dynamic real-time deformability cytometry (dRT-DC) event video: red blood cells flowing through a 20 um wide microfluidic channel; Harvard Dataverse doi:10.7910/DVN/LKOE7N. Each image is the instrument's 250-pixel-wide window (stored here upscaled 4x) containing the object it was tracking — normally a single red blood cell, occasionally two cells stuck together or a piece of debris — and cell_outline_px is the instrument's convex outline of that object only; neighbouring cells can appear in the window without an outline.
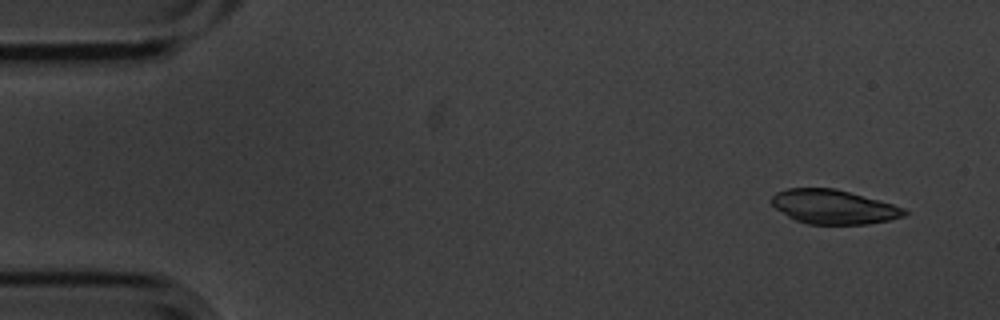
{"species": "common noctule bat (a hibernating species)", "species_latin": "Nyctalus noctula", "temperature_condition": "cold", "stored_images_in_passage": 4, "camera_frame_rate_fps": 3000, "um_per_image_px": 0.085, "animal": {"sex": "male", "body_mass_g": 20.1, "forearm_length_mm": 53.5}, "frame": {"image": 1, "passage_image": 1, "time_ms": 0.0, "image_size_px": [1000, 320], "cell_outline_px": [[908, 212], [904, 216], [888, 220], [868, 224], [808, 224], [796, 220], [788, 216], [776, 208], [768, 200], [776, 192], [788, 188], [836, 188], [892, 204], [904, 208]], "centroid_in_image_um": [70.83, 17.58], "position_along_channel_um": 14.2, "area_um2": 26.36}}
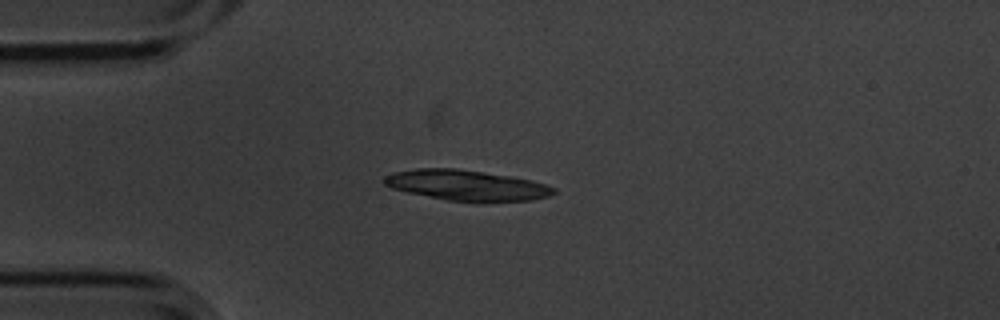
{"frame": {"image": 2, "passage_image": 4, "time_ms": 1.0, "image_size_px": [1000, 320], "cell_outline_px": [[556, 192], [548, 196], [532, 200], [448, 200], [408, 192], [392, 188], [384, 184], [384, 176], [392, 172], [416, 168], [456, 168], [508, 176], [532, 180], [556, 188]], "centroid_in_image_um": [39.62, 15.72], "position_along_channel_um": 45.4, "area_um2": 29.36}}